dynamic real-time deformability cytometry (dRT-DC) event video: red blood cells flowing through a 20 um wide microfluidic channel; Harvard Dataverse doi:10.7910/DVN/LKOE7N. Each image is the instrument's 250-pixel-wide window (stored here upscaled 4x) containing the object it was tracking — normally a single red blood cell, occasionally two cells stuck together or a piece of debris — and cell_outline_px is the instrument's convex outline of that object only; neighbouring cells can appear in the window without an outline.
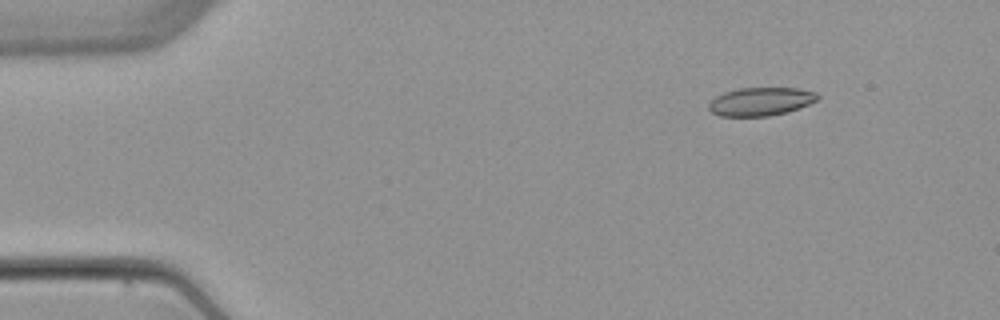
{"species": "common noctule bat (a hibernating species)", "species_latin": "Nyctalus noctula", "temperature_condition": "warm", "stored_images_in_passage": 3, "camera_frame_rate_fps": 3000, "um_per_image_px": 0.085, "animal": {"sex": "female", "body_mass_g": 22.7, "forearm_length_mm": 54.2}, "frame": {"image": 1, "passage_image": 2, "time_ms": 1.333, "image_size_px": [1000, 320], "cell_outline_px": [[820, 96], [816, 100], [800, 108], [788, 112], [768, 116], [720, 116], [712, 112], [708, 108], [708, 104], [716, 96], [724, 92], [740, 88], [800, 88], [816, 92]], "centroid_in_image_um": [64.67, 8.63], "position_along_channel_um": 20.3, "area_um2": 17.98}}